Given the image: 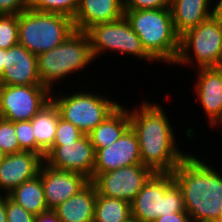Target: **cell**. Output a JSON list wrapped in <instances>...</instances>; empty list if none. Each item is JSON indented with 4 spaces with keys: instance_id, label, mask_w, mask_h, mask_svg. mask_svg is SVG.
I'll return each mask as SVG.
<instances>
[{
    "instance_id": "obj_1",
    "label": "cell",
    "mask_w": 222,
    "mask_h": 222,
    "mask_svg": "<svg viewBox=\"0 0 222 222\" xmlns=\"http://www.w3.org/2000/svg\"><path fill=\"white\" fill-rule=\"evenodd\" d=\"M162 104L142 101L129 110L130 127L135 132L142 164L154 173H172L189 152L177 145L171 120Z\"/></svg>"
},
{
    "instance_id": "obj_2",
    "label": "cell",
    "mask_w": 222,
    "mask_h": 222,
    "mask_svg": "<svg viewBox=\"0 0 222 222\" xmlns=\"http://www.w3.org/2000/svg\"><path fill=\"white\" fill-rule=\"evenodd\" d=\"M198 157L188 153L172 175L192 222H216L222 210V173Z\"/></svg>"
},
{
    "instance_id": "obj_3",
    "label": "cell",
    "mask_w": 222,
    "mask_h": 222,
    "mask_svg": "<svg viewBox=\"0 0 222 222\" xmlns=\"http://www.w3.org/2000/svg\"><path fill=\"white\" fill-rule=\"evenodd\" d=\"M124 16L141 39L146 53L154 60L174 66L180 47V36L170 8L124 10Z\"/></svg>"
},
{
    "instance_id": "obj_4",
    "label": "cell",
    "mask_w": 222,
    "mask_h": 222,
    "mask_svg": "<svg viewBox=\"0 0 222 222\" xmlns=\"http://www.w3.org/2000/svg\"><path fill=\"white\" fill-rule=\"evenodd\" d=\"M93 61L88 34L75 30L60 45L37 55L38 74L42 85L52 92L55 83L87 70Z\"/></svg>"
},
{
    "instance_id": "obj_5",
    "label": "cell",
    "mask_w": 222,
    "mask_h": 222,
    "mask_svg": "<svg viewBox=\"0 0 222 222\" xmlns=\"http://www.w3.org/2000/svg\"><path fill=\"white\" fill-rule=\"evenodd\" d=\"M74 31L73 19L63 14L29 8L18 14V44L35 55L60 45Z\"/></svg>"
},
{
    "instance_id": "obj_6",
    "label": "cell",
    "mask_w": 222,
    "mask_h": 222,
    "mask_svg": "<svg viewBox=\"0 0 222 222\" xmlns=\"http://www.w3.org/2000/svg\"><path fill=\"white\" fill-rule=\"evenodd\" d=\"M174 64L192 68L195 65L197 69L222 66V18L218 14L180 36Z\"/></svg>"
},
{
    "instance_id": "obj_7",
    "label": "cell",
    "mask_w": 222,
    "mask_h": 222,
    "mask_svg": "<svg viewBox=\"0 0 222 222\" xmlns=\"http://www.w3.org/2000/svg\"><path fill=\"white\" fill-rule=\"evenodd\" d=\"M176 212L186 211L181 188L172 173H154L131 203V216L142 222Z\"/></svg>"
},
{
    "instance_id": "obj_8",
    "label": "cell",
    "mask_w": 222,
    "mask_h": 222,
    "mask_svg": "<svg viewBox=\"0 0 222 222\" xmlns=\"http://www.w3.org/2000/svg\"><path fill=\"white\" fill-rule=\"evenodd\" d=\"M63 92L56 95L52 91L51 101L59 110L60 117L75 125L83 134H89L99 123L109 116L120 104L109 95H99L92 91ZM72 93V94H71ZM54 94V95H53ZM62 95V96H60Z\"/></svg>"
},
{
    "instance_id": "obj_9",
    "label": "cell",
    "mask_w": 222,
    "mask_h": 222,
    "mask_svg": "<svg viewBox=\"0 0 222 222\" xmlns=\"http://www.w3.org/2000/svg\"><path fill=\"white\" fill-rule=\"evenodd\" d=\"M86 33L90 39L91 52L96 60L103 53L119 55H129L138 60H147L155 62L144 50L141 39L133 31L128 20L123 16L122 18L106 23H98L89 28Z\"/></svg>"
},
{
    "instance_id": "obj_10",
    "label": "cell",
    "mask_w": 222,
    "mask_h": 222,
    "mask_svg": "<svg viewBox=\"0 0 222 222\" xmlns=\"http://www.w3.org/2000/svg\"><path fill=\"white\" fill-rule=\"evenodd\" d=\"M43 85H0V116L12 122L31 120L51 101Z\"/></svg>"
},
{
    "instance_id": "obj_11",
    "label": "cell",
    "mask_w": 222,
    "mask_h": 222,
    "mask_svg": "<svg viewBox=\"0 0 222 222\" xmlns=\"http://www.w3.org/2000/svg\"><path fill=\"white\" fill-rule=\"evenodd\" d=\"M154 172L143 164H134L98 174L91 182L97 194L132 203Z\"/></svg>"
},
{
    "instance_id": "obj_12",
    "label": "cell",
    "mask_w": 222,
    "mask_h": 222,
    "mask_svg": "<svg viewBox=\"0 0 222 222\" xmlns=\"http://www.w3.org/2000/svg\"><path fill=\"white\" fill-rule=\"evenodd\" d=\"M96 151L89 134L77 141L53 145L45 154L44 163L49 167L76 172L93 180Z\"/></svg>"
},
{
    "instance_id": "obj_13",
    "label": "cell",
    "mask_w": 222,
    "mask_h": 222,
    "mask_svg": "<svg viewBox=\"0 0 222 222\" xmlns=\"http://www.w3.org/2000/svg\"><path fill=\"white\" fill-rule=\"evenodd\" d=\"M134 164H142V160L138 138L129 127L112 145L96 150L93 179L98 174Z\"/></svg>"
},
{
    "instance_id": "obj_14",
    "label": "cell",
    "mask_w": 222,
    "mask_h": 222,
    "mask_svg": "<svg viewBox=\"0 0 222 222\" xmlns=\"http://www.w3.org/2000/svg\"><path fill=\"white\" fill-rule=\"evenodd\" d=\"M38 175L42 179L48 210L55 209L90 182L80 173L55 169L45 163L41 165Z\"/></svg>"
},
{
    "instance_id": "obj_15",
    "label": "cell",
    "mask_w": 222,
    "mask_h": 222,
    "mask_svg": "<svg viewBox=\"0 0 222 222\" xmlns=\"http://www.w3.org/2000/svg\"><path fill=\"white\" fill-rule=\"evenodd\" d=\"M196 70L198 77L193 86L196 98L209 119V126L222 129V66Z\"/></svg>"
},
{
    "instance_id": "obj_16",
    "label": "cell",
    "mask_w": 222,
    "mask_h": 222,
    "mask_svg": "<svg viewBox=\"0 0 222 222\" xmlns=\"http://www.w3.org/2000/svg\"><path fill=\"white\" fill-rule=\"evenodd\" d=\"M43 163L44 159L35 152L6 155L0 163V195H8L23 182L35 178Z\"/></svg>"
},
{
    "instance_id": "obj_17",
    "label": "cell",
    "mask_w": 222,
    "mask_h": 222,
    "mask_svg": "<svg viewBox=\"0 0 222 222\" xmlns=\"http://www.w3.org/2000/svg\"><path fill=\"white\" fill-rule=\"evenodd\" d=\"M0 85H42L37 65V55L17 44L5 50V65Z\"/></svg>"
},
{
    "instance_id": "obj_18",
    "label": "cell",
    "mask_w": 222,
    "mask_h": 222,
    "mask_svg": "<svg viewBox=\"0 0 222 222\" xmlns=\"http://www.w3.org/2000/svg\"><path fill=\"white\" fill-rule=\"evenodd\" d=\"M123 16V0H79L73 23L75 30L86 32L98 23L113 22Z\"/></svg>"
},
{
    "instance_id": "obj_19",
    "label": "cell",
    "mask_w": 222,
    "mask_h": 222,
    "mask_svg": "<svg viewBox=\"0 0 222 222\" xmlns=\"http://www.w3.org/2000/svg\"><path fill=\"white\" fill-rule=\"evenodd\" d=\"M170 10L175 30L179 36H182L215 14V2L213 0H170Z\"/></svg>"
},
{
    "instance_id": "obj_20",
    "label": "cell",
    "mask_w": 222,
    "mask_h": 222,
    "mask_svg": "<svg viewBox=\"0 0 222 222\" xmlns=\"http://www.w3.org/2000/svg\"><path fill=\"white\" fill-rule=\"evenodd\" d=\"M97 189L90 181L77 194L60 203L53 211L61 222H94Z\"/></svg>"
},
{
    "instance_id": "obj_21",
    "label": "cell",
    "mask_w": 222,
    "mask_h": 222,
    "mask_svg": "<svg viewBox=\"0 0 222 222\" xmlns=\"http://www.w3.org/2000/svg\"><path fill=\"white\" fill-rule=\"evenodd\" d=\"M129 109L120 104L89 133L95 151L112 145L130 127Z\"/></svg>"
},
{
    "instance_id": "obj_22",
    "label": "cell",
    "mask_w": 222,
    "mask_h": 222,
    "mask_svg": "<svg viewBox=\"0 0 222 222\" xmlns=\"http://www.w3.org/2000/svg\"><path fill=\"white\" fill-rule=\"evenodd\" d=\"M59 118V110L55 104L50 101L31 119L36 140V153L43 159L45 158L46 152L54 144Z\"/></svg>"
},
{
    "instance_id": "obj_23",
    "label": "cell",
    "mask_w": 222,
    "mask_h": 222,
    "mask_svg": "<svg viewBox=\"0 0 222 222\" xmlns=\"http://www.w3.org/2000/svg\"><path fill=\"white\" fill-rule=\"evenodd\" d=\"M8 196L35 216L48 210L42 179L39 175L23 182L11 191Z\"/></svg>"
},
{
    "instance_id": "obj_24",
    "label": "cell",
    "mask_w": 222,
    "mask_h": 222,
    "mask_svg": "<svg viewBox=\"0 0 222 222\" xmlns=\"http://www.w3.org/2000/svg\"><path fill=\"white\" fill-rule=\"evenodd\" d=\"M130 216V203L122 199L97 194L94 222H126Z\"/></svg>"
},
{
    "instance_id": "obj_25",
    "label": "cell",
    "mask_w": 222,
    "mask_h": 222,
    "mask_svg": "<svg viewBox=\"0 0 222 222\" xmlns=\"http://www.w3.org/2000/svg\"><path fill=\"white\" fill-rule=\"evenodd\" d=\"M79 0H29L28 8L40 12L58 13L73 19Z\"/></svg>"
},
{
    "instance_id": "obj_26",
    "label": "cell",
    "mask_w": 222,
    "mask_h": 222,
    "mask_svg": "<svg viewBox=\"0 0 222 222\" xmlns=\"http://www.w3.org/2000/svg\"><path fill=\"white\" fill-rule=\"evenodd\" d=\"M18 44V15H0V48L7 50Z\"/></svg>"
},
{
    "instance_id": "obj_27",
    "label": "cell",
    "mask_w": 222,
    "mask_h": 222,
    "mask_svg": "<svg viewBox=\"0 0 222 222\" xmlns=\"http://www.w3.org/2000/svg\"><path fill=\"white\" fill-rule=\"evenodd\" d=\"M15 132V122L0 119V148L7 155L22 151Z\"/></svg>"
},
{
    "instance_id": "obj_28",
    "label": "cell",
    "mask_w": 222,
    "mask_h": 222,
    "mask_svg": "<svg viewBox=\"0 0 222 222\" xmlns=\"http://www.w3.org/2000/svg\"><path fill=\"white\" fill-rule=\"evenodd\" d=\"M15 130L20 149L36 153V140L31 120L15 122Z\"/></svg>"
},
{
    "instance_id": "obj_29",
    "label": "cell",
    "mask_w": 222,
    "mask_h": 222,
    "mask_svg": "<svg viewBox=\"0 0 222 222\" xmlns=\"http://www.w3.org/2000/svg\"><path fill=\"white\" fill-rule=\"evenodd\" d=\"M83 135L75 125L60 117L57 122L53 145H63V143L77 141Z\"/></svg>"
},
{
    "instance_id": "obj_30",
    "label": "cell",
    "mask_w": 222,
    "mask_h": 222,
    "mask_svg": "<svg viewBox=\"0 0 222 222\" xmlns=\"http://www.w3.org/2000/svg\"><path fill=\"white\" fill-rule=\"evenodd\" d=\"M35 215L26 211L18 203L6 195V220L7 222H34Z\"/></svg>"
},
{
    "instance_id": "obj_31",
    "label": "cell",
    "mask_w": 222,
    "mask_h": 222,
    "mask_svg": "<svg viewBox=\"0 0 222 222\" xmlns=\"http://www.w3.org/2000/svg\"><path fill=\"white\" fill-rule=\"evenodd\" d=\"M124 10L170 8V0H123Z\"/></svg>"
},
{
    "instance_id": "obj_32",
    "label": "cell",
    "mask_w": 222,
    "mask_h": 222,
    "mask_svg": "<svg viewBox=\"0 0 222 222\" xmlns=\"http://www.w3.org/2000/svg\"><path fill=\"white\" fill-rule=\"evenodd\" d=\"M29 0H0V15H18L28 9Z\"/></svg>"
},
{
    "instance_id": "obj_33",
    "label": "cell",
    "mask_w": 222,
    "mask_h": 222,
    "mask_svg": "<svg viewBox=\"0 0 222 222\" xmlns=\"http://www.w3.org/2000/svg\"><path fill=\"white\" fill-rule=\"evenodd\" d=\"M153 222H192L187 212H176L173 214L163 215Z\"/></svg>"
},
{
    "instance_id": "obj_34",
    "label": "cell",
    "mask_w": 222,
    "mask_h": 222,
    "mask_svg": "<svg viewBox=\"0 0 222 222\" xmlns=\"http://www.w3.org/2000/svg\"><path fill=\"white\" fill-rule=\"evenodd\" d=\"M34 222H61V220L53 210H47L46 212L36 215Z\"/></svg>"
},
{
    "instance_id": "obj_35",
    "label": "cell",
    "mask_w": 222,
    "mask_h": 222,
    "mask_svg": "<svg viewBox=\"0 0 222 222\" xmlns=\"http://www.w3.org/2000/svg\"><path fill=\"white\" fill-rule=\"evenodd\" d=\"M0 222H7L6 220V195H0Z\"/></svg>"
},
{
    "instance_id": "obj_36",
    "label": "cell",
    "mask_w": 222,
    "mask_h": 222,
    "mask_svg": "<svg viewBox=\"0 0 222 222\" xmlns=\"http://www.w3.org/2000/svg\"><path fill=\"white\" fill-rule=\"evenodd\" d=\"M4 65H5V50L0 48V76L3 73Z\"/></svg>"
},
{
    "instance_id": "obj_37",
    "label": "cell",
    "mask_w": 222,
    "mask_h": 222,
    "mask_svg": "<svg viewBox=\"0 0 222 222\" xmlns=\"http://www.w3.org/2000/svg\"><path fill=\"white\" fill-rule=\"evenodd\" d=\"M215 2V14H218L222 18V0H216Z\"/></svg>"
},
{
    "instance_id": "obj_38",
    "label": "cell",
    "mask_w": 222,
    "mask_h": 222,
    "mask_svg": "<svg viewBox=\"0 0 222 222\" xmlns=\"http://www.w3.org/2000/svg\"><path fill=\"white\" fill-rule=\"evenodd\" d=\"M126 222H142L140 219H137L133 216H130Z\"/></svg>"
},
{
    "instance_id": "obj_39",
    "label": "cell",
    "mask_w": 222,
    "mask_h": 222,
    "mask_svg": "<svg viewBox=\"0 0 222 222\" xmlns=\"http://www.w3.org/2000/svg\"><path fill=\"white\" fill-rule=\"evenodd\" d=\"M7 154L0 148V163L5 158Z\"/></svg>"
},
{
    "instance_id": "obj_40",
    "label": "cell",
    "mask_w": 222,
    "mask_h": 222,
    "mask_svg": "<svg viewBox=\"0 0 222 222\" xmlns=\"http://www.w3.org/2000/svg\"><path fill=\"white\" fill-rule=\"evenodd\" d=\"M216 222H222V210H221L220 215L217 218Z\"/></svg>"
}]
</instances>
